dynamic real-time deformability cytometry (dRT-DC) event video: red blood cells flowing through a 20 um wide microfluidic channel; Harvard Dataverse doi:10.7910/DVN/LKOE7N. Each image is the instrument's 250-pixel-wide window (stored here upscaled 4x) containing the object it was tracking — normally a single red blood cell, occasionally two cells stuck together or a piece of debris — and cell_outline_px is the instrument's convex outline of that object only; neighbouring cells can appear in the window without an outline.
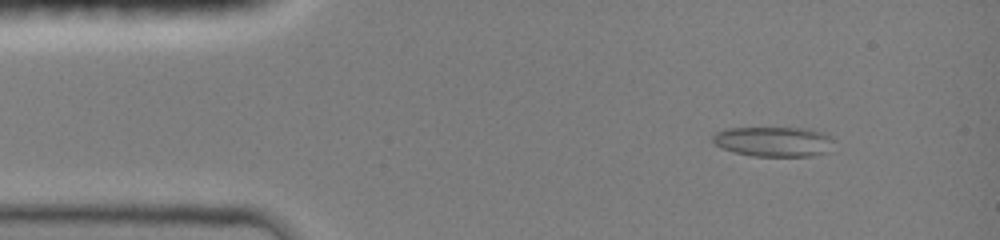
{"species": "common noctule bat (a hibernating species)", "species_latin": "Nyctalus noctula", "temperature_condition": "room temperature", "stored_images_in_passage": 5, "camera_frame_rate_fps": 3000, "um_per_image_px": 0.085, "animal": {"sex": "female", "body_mass_g": 19.0, "forearm_length_mm": 51.5}, "frame": {"image": 1, "passage_image": 2, "time_ms": 0.333, "image_size_px": [1000, 240], "cell_outline_px": [[832, 140], [828, 152], [812, 156], [752, 156], [732, 152], [716, 144], [712, 140], [712, 136], [716, 132], [724, 128], [808, 128], [824, 132], [832, 136]], "centroid_in_image_um": [65.76, 12.03], "position_along_channel_um": 19.2, "area_um2": 21.27}}
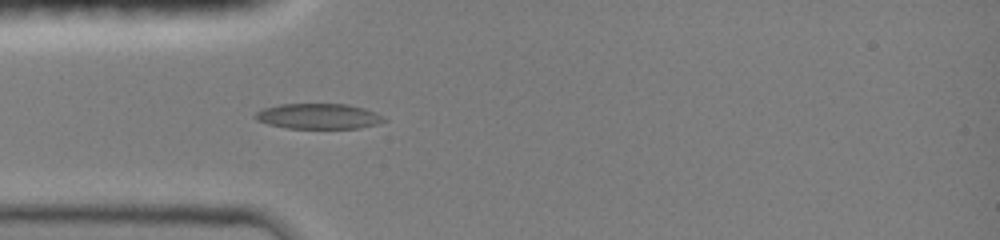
{"frame": {"image": 2, "passage_image": 5, "time_ms": 1.333, "image_size_px": [1000, 240], "cell_outline_px": [[388, 120], [376, 124], [360, 128], [288, 128], [268, 124], [256, 120], [252, 116], [256, 112], [264, 108], [280, 104], [348, 104], [364, 108], [376, 112]], "centroid_in_image_um": [27.07, 9.88], "position_along_channel_um": 57.9, "area_um2": 19.07}}